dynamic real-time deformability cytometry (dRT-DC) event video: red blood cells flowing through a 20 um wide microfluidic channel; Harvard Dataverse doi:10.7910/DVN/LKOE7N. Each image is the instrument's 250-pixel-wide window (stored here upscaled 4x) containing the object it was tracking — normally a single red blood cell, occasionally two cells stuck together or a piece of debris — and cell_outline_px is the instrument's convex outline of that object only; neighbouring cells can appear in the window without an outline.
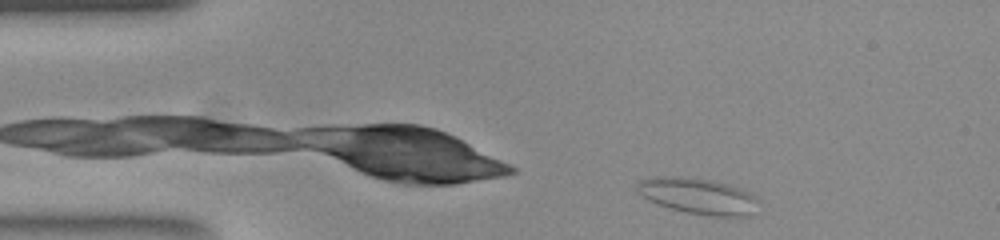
{"species": "common noctule bat (a hibernating species)", "species_latin": "Nyctalus noctula", "temperature_condition": "room temperature", "stored_images_in_passage": 47, "camera_frame_rate_fps": 3000, "um_per_image_px": 0.085, "animal": {"sex": "female", "body_mass_g": 23.0, "forearm_length_mm": 53.4}, "frame": {"image": 1, "passage_image": 1, "time_ms": 0.0, "image_size_px": [1000, 240], "cell_outline_px": [[756, 200], [748, 216], [712, 216], [688, 212], [672, 208], [648, 200], [636, 192], [636, 184], [640, 180], [656, 176], [680, 176], [712, 180], [728, 184], [740, 188], [748, 192]], "centroid_in_image_um": [59.23, 16.63], "position_along_channel_um": 25.8, "area_um2": 24.97}}
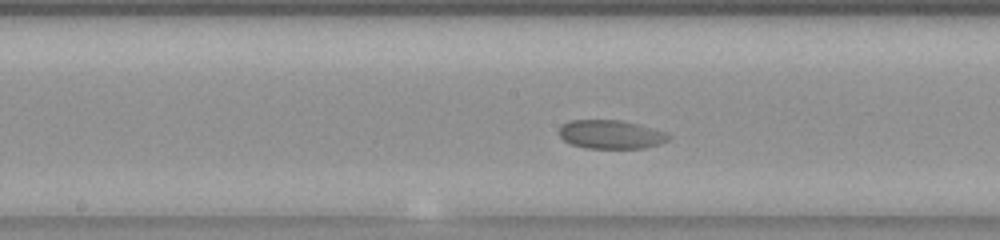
{"frame": {"image": 2, "passage_image": 20, "time_ms": 6.333, "image_size_px": [1000, 240], "cell_outline_px": [[672, 136], [668, 140], [660, 144], [644, 148], [584, 148], [572, 144], [564, 140], [560, 136], [560, 124], [568, 120], [620, 120], [636, 124], [664, 132]], "centroid_in_image_um": [51.89, 11.43], "position_along_channel_um": 196.3, "area_um2": 18.21}}
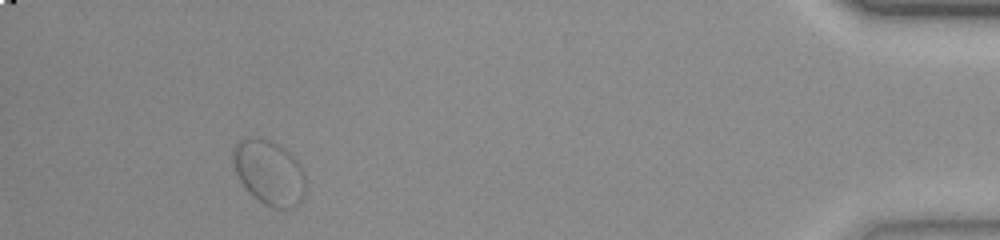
{"frame": {"image": 3, "passage_image": 43, "time_ms": 14.0, "image_size_px": [1000, 240], "cell_outline_px": [[304, 200], [300, 204], [292, 208], [272, 208], [256, 200], [248, 192], [240, 180], [236, 172], [232, 160], [232, 148], [240, 140], [268, 140], [292, 152], [300, 164], [304, 172]], "centroid_in_image_um": [22.9, 14.72], "position_along_channel_um": 412.3, "area_um2": 27.4}}